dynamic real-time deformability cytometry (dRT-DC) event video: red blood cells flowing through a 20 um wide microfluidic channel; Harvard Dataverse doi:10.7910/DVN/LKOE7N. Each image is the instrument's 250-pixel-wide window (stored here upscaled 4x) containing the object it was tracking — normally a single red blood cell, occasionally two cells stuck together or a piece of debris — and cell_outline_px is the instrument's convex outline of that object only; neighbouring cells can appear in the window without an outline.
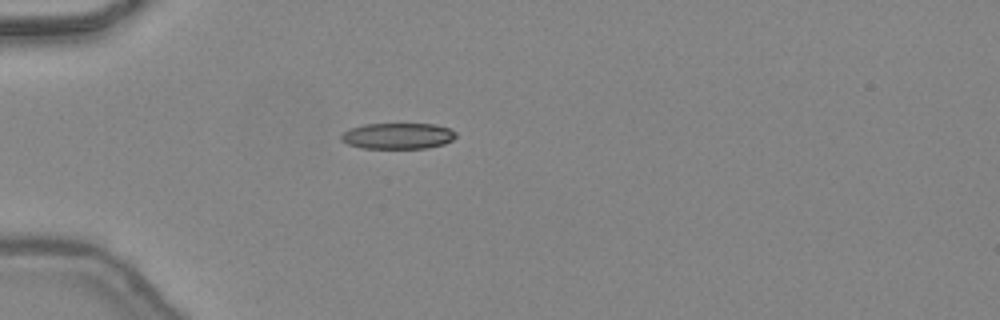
{"species": "common noctule bat (a hibernating species)", "species_latin": "Nyctalus noctula", "temperature_condition": "warm", "stored_images_in_passage": 34, "camera_frame_rate_fps": 3000, "um_per_image_px": 0.085, "animal": {"sex": "female", "body_mass_g": 24.6, "forearm_length_mm": 56.2}, "frame": {"image": 1, "passage_image": 1, "time_ms": 0.0, "image_size_px": [1000, 320], "cell_outline_px": [[456, 136], [452, 140], [444, 144], [428, 148], [360, 148], [348, 144], [340, 140], [340, 136], [348, 128], [364, 124], [436, 124], [448, 128], [456, 132]], "centroid_in_image_um": [33.79, 11.55], "position_along_channel_um": 51.2, "area_um2": 17.51}}
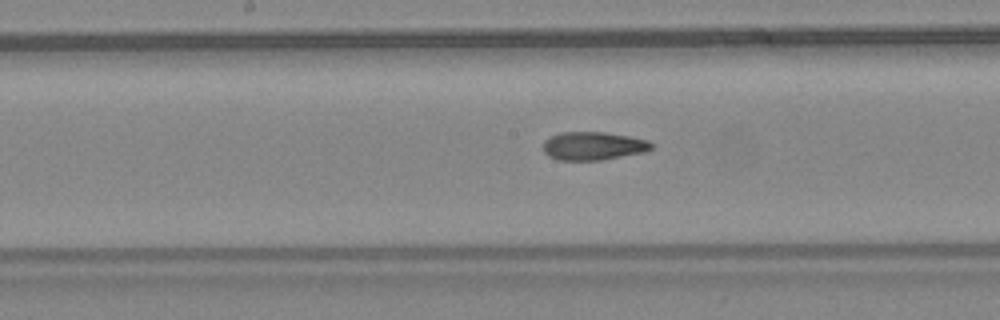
{"frame": {"image": 2, "passage_image": 12, "time_ms": 3.667, "image_size_px": [1000, 320], "cell_outline_px": [[652, 148], [644, 152], [600, 160], [560, 160], [548, 156], [544, 152], [544, 140], [560, 132], [604, 132], [628, 136], [648, 140], [652, 144]], "centroid_in_image_um": [50.41, 12.4], "position_along_channel_um": 197.8, "area_um2": 17.69}}
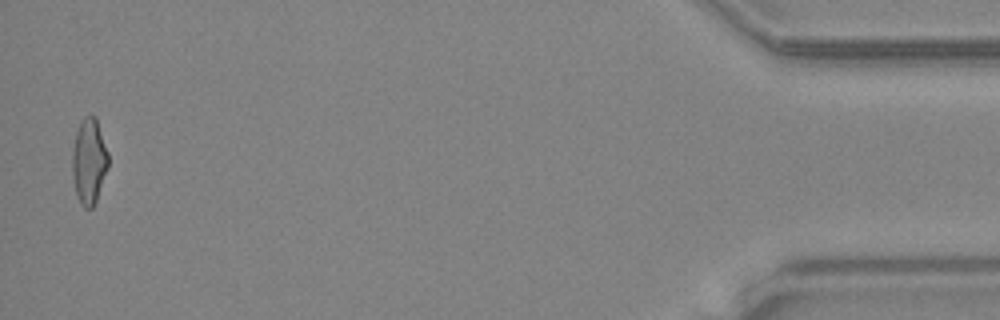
{"frame": {"image": 3, "passage_image": 33, "time_ms": 10.667, "image_size_px": [1000, 320], "cell_outline_px": [[108, 168], [96, 200], [92, 208], [84, 208], [80, 204], [76, 192], [72, 176], [72, 152], [76, 132], [80, 120], [84, 116], [92, 112], [96, 116], [108, 152]], "centroid_in_image_um": [7.56, 13.65], "position_along_channel_um": 427.6, "area_um2": 18.21}, "authors_computed_cell_mechanics": {"area_um2": 17.9758, "velocity_mm_per_s": 4.4847, "shape_relaxation_time_tau1_ms": null, "shape_relaxation_time_tau2_ms": 2.3675, "deformation_change_tau1": null, "deformation_change_tau2": 0.1133}}